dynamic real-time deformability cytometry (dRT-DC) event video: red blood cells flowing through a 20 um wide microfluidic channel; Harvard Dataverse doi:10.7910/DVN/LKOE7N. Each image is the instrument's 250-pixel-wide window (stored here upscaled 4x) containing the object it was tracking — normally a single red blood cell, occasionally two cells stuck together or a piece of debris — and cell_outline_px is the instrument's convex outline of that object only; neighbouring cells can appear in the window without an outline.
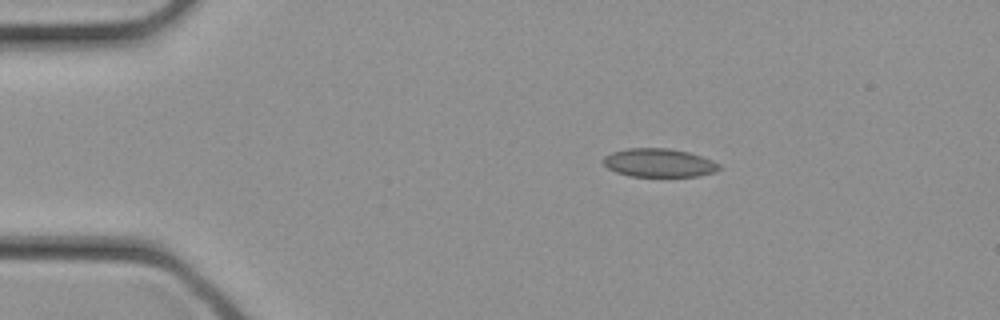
{"species": "common noctule bat (a hibernating species)", "species_latin": "Nyctalus noctula", "temperature_condition": "cold", "stored_images_in_passage": 27, "camera_frame_rate_fps": 3000, "um_per_image_px": 0.085, "animal": {"sex": "female", "body_mass_g": 21.9}, "frame": {"image": 1, "passage_image": 1, "time_ms": 0.0, "image_size_px": [1000, 320], "cell_outline_px": [[720, 168], [716, 172], [696, 176], [628, 176], [616, 172], [608, 168], [604, 164], [604, 156], [612, 152], [628, 148], [668, 148], [688, 152], [712, 160], [720, 164]], "centroid_in_image_um": [56.01, 13.84], "position_along_channel_um": 29.0, "area_um2": 19.13}}
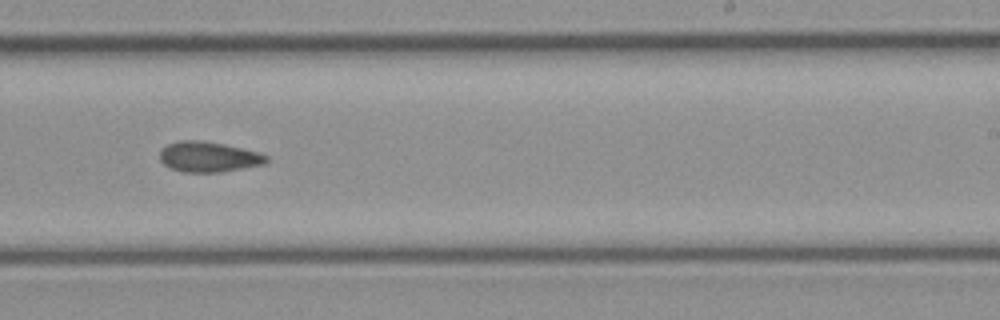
{"frame": {"image": 2, "passage_image": 15, "time_ms": 4.667, "image_size_px": [1000, 320], "cell_outline_px": [[268, 160], [264, 164], [220, 172], [184, 172], [168, 168], [160, 160], [160, 148], [168, 144], [180, 140], [200, 140], [224, 144], [260, 152], [268, 156]], "centroid_in_image_um": [17.7, 13.33], "position_along_channel_um": 271.3, "area_um2": 18.96}}
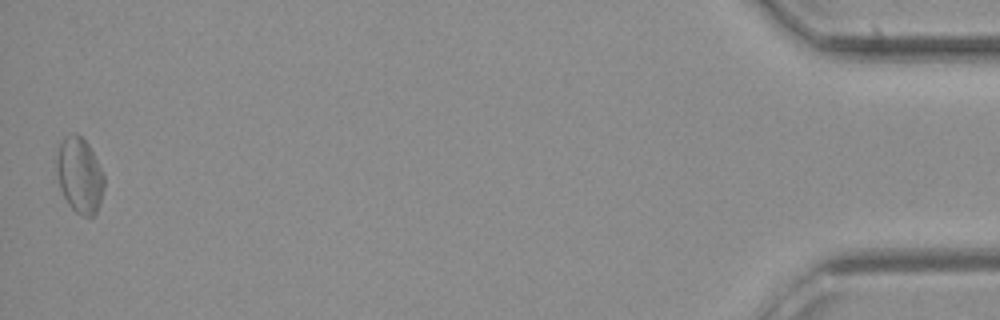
{"frame": {"image": 3, "passage_image": 27, "time_ms": 8.667, "image_size_px": [1000, 320], "cell_outline_px": [[104, 188], [96, 212], [92, 216], [84, 216], [76, 212], [68, 204], [60, 188], [56, 172], [56, 152], [64, 136], [76, 132], [88, 144], [104, 176]], "centroid_in_image_um": [6.73, 14.88], "position_along_channel_um": 428.5, "area_um2": 20.75}}